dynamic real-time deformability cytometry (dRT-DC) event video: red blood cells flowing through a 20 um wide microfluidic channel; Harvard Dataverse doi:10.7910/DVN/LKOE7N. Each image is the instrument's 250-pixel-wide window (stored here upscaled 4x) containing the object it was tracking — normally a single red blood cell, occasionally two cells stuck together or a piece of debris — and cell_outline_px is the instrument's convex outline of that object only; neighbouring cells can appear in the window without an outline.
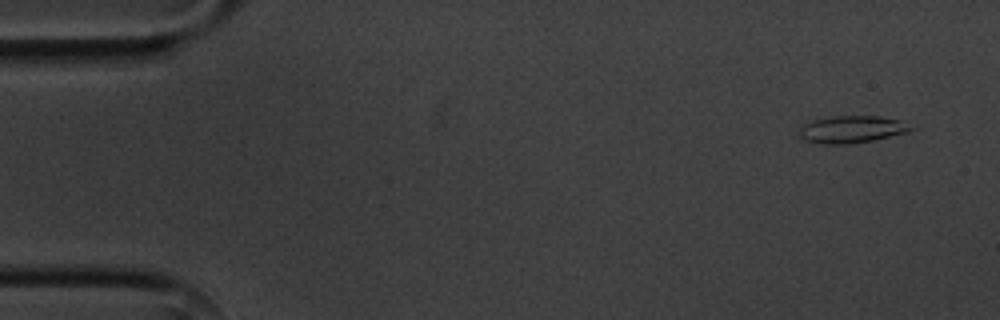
{"species": "common noctule bat (a hibernating species)", "species_latin": "Nyctalus noctula", "temperature_condition": "cold", "stored_images_in_passage": 7, "camera_frame_rate_fps": 3000, "um_per_image_px": 0.085, "animal": {"sex": "male", "body_mass_g": 20.1, "forearm_length_mm": 53.5}, "frame": {"image": 1, "passage_image": 1, "time_ms": 0.0, "image_size_px": [1000, 320], "cell_outline_px": [[916, 128], [908, 132], [872, 140], [848, 144], [824, 144], [804, 140], [800, 136], [800, 128], [804, 124], [812, 120], [832, 116], [880, 116], [904, 120]], "centroid_in_image_um": [72.45, 10.98], "position_along_channel_um": 12.5, "area_um2": 17.8}}
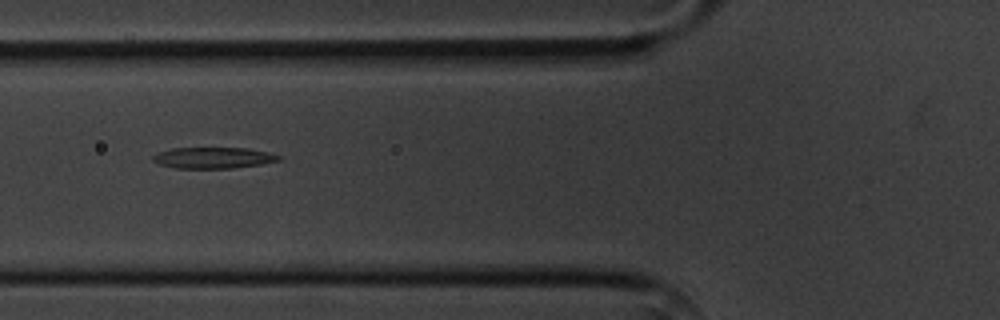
{"frame": {"image": 2, "passage_image": 6, "time_ms": 5.667, "image_size_px": [1000, 320], "cell_outline_px": [[280, 160], [260, 164], [232, 168], [176, 168], [160, 164], [152, 160], [152, 156], [156, 152], [172, 148], [248, 148], [268, 152], [280, 156]], "centroid_in_image_um": [18.09, 13.4], "position_along_channel_um": 107.7, "area_um2": 15.43}}
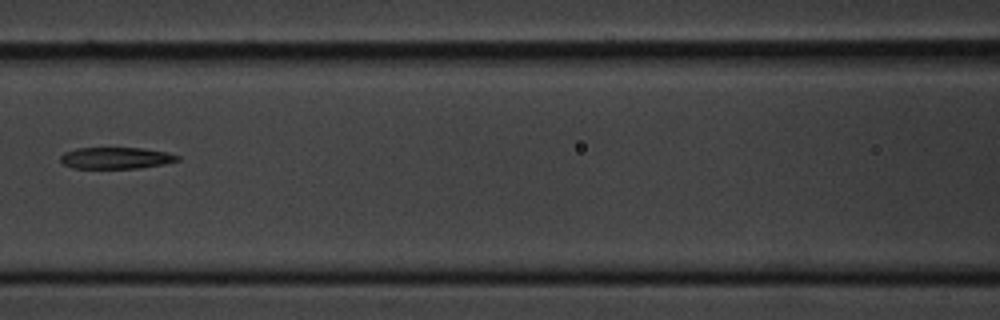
{"frame": {"image": 3, "passage_image": 7, "time_ms": 7.0, "image_size_px": [1000, 320], "cell_outline_px": [[180, 160], [164, 164], [140, 168], [72, 168], [64, 164], [60, 160], [60, 156], [64, 152], [76, 148], [144, 148], [168, 152], [180, 156]], "centroid_in_image_um": [9.88, 13.43], "position_along_channel_um": 156.7, "area_um2": 14.8}}